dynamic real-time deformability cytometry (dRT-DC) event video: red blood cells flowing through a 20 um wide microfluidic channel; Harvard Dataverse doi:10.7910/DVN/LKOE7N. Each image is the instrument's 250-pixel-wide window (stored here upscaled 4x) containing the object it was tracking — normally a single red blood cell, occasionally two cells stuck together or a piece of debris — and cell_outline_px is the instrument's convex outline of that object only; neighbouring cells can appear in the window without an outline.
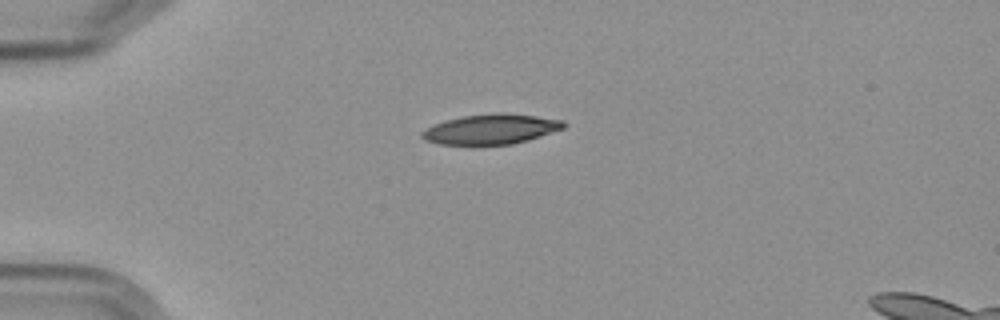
{"species": "Egyptian fruit bat (a non-hibernating species)", "species_latin": "Rousettus aegyptiacus", "temperature_condition": "cold", "stored_images_in_passage": 3, "camera_frame_rate_fps": 3000, "um_per_image_px": 0.085, "frame": {"image": 1, "passage_image": 1, "time_ms": 0.0, "image_size_px": [1000, 320], "cell_outline_px": [[564, 128], [528, 140], [512, 144], [440, 144], [428, 140], [420, 136], [420, 132], [436, 124], [448, 120], [464, 116], [496, 112], [500, 112], [536, 116], [564, 120]], "centroid_in_image_um": [41.77, 10.97], "position_along_channel_um": 43.2, "area_um2": 24.33}}
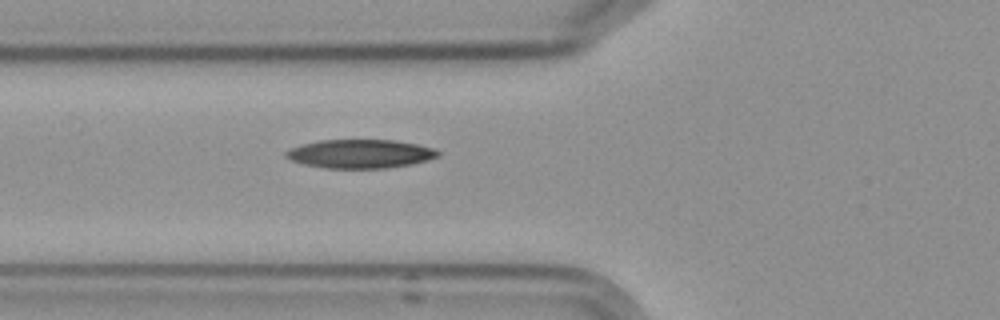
{"frame": {"image": 2, "passage_image": 3, "time_ms": 2.333, "image_size_px": [1000, 320], "cell_outline_px": [[440, 156], [428, 160], [412, 164], [384, 168], [324, 168], [304, 164], [292, 160], [284, 156], [284, 152], [300, 144], [320, 140], [396, 140], [436, 148], [440, 152]], "centroid_in_image_um": [30.64, 13.07], "position_along_channel_um": 95.2, "area_um2": 25.55}}